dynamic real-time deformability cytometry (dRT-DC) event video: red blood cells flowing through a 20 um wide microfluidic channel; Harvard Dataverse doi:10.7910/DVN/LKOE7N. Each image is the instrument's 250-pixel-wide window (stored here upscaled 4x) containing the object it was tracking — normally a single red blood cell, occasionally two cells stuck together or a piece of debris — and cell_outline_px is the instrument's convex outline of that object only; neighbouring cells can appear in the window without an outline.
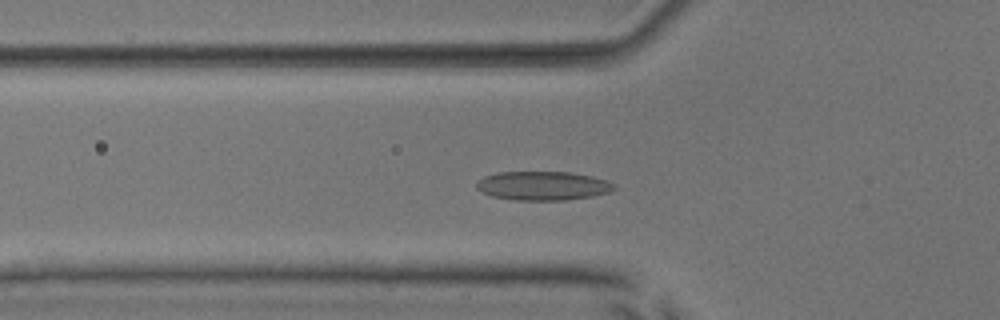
{"species": "common noctule bat (a hibernating species)", "species_latin": "Nyctalus noctula", "temperature_condition": "room temperature", "stored_images_in_passage": 40, "segment_of_instrument_passage": [1, 2], "camera_frame_rate_fps": 3000, "um_per_image_px": 0.085, "animal": {"sex": "male", "body_mass_g": 17.9, "forearm_length_mm": 54.2}, "frame": {"image": 1, "passage_image": 5, "time_ms": 1.333, "image_size_px": [1000, 320], "cell_outline_px": [[616, 188], [608, 192], [592, 196], [564, 200], [516, 200], [492, 196], [476, 188], [476, 184], [484, 176], [496, 172], [572, 172], [592, 176], [608, 180], [616, 184]], "centroid_in_image_um": [46.18, 15.78], "position_along_channel_um": 79.6, "area_um2": 23.18}}
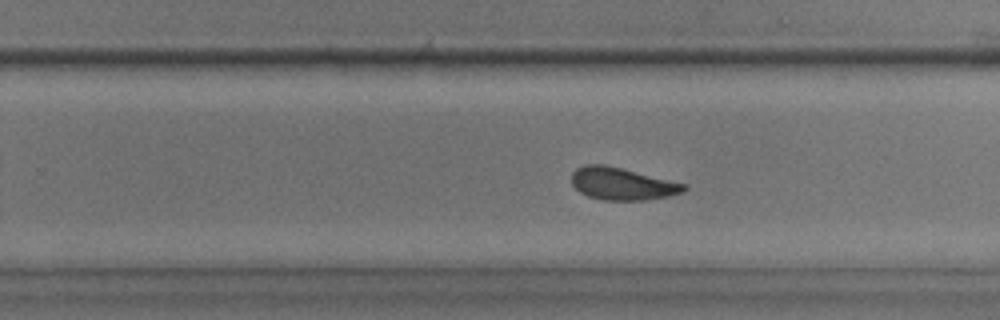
{"frame": {"image": 2, "passage_image": 20, "time_ms": 6.333, "image_size_px": [1000, 320], "cell_outline_px": [[688, 188], [684, 192], [668, 196], [644, 200], [604, 200], [588, 196], [580, 192], [572, 184], [572, 172], [576, 168], [584, 164], [604, 164], [688, 184]], "centroid_in_image_um": [52.9, 15.62], "position_along_channel_um": 276.9, "area_um2": 21.21}}
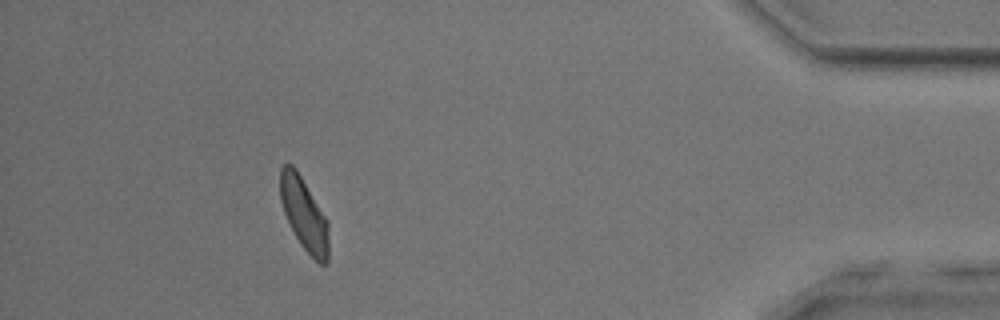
{"frame": {"image": 3, "passage_image": 34, "time_ms": 11.0, "image_size_px": [1000, 320], "cell_outline_px": [[328, 260], [324, 264], [320, 264], [300, 244], [284, 212], [280, 200], [280, 168], [284, 164], [292, 164], [296, 168], [328, 220]], "centroid_in_image_um": [25.84, 18.16], "position_along_channel_um": 409.4, "area_um2": 20.29}}